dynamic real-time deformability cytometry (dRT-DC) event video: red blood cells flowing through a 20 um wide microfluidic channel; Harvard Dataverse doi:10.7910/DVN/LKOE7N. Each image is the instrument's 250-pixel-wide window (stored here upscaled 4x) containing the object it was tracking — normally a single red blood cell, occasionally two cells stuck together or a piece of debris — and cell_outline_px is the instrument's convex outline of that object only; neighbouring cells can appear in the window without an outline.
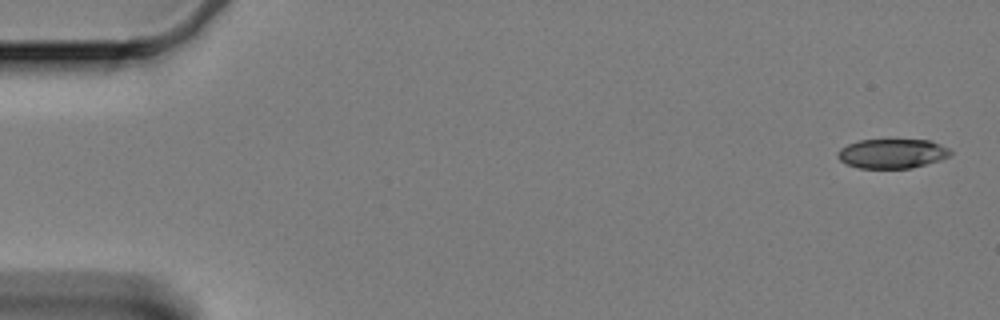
{"species": "Egyptian fruit bat (a non-hibernating species)", "species_latin": "Rousettus aegyptiacus", "temperature_condition": "cold", "stored_images_in_passage": 60, "camera_frame_rate_fps": 3000, "um_per_image_px": 0.085, "animal": {"sex": "female"}, "frame": {"image": 1, "passage_image": 1, "time_ms": 0.0, "image_size_px": [1000, 320], "cell_outline_px": [[952, 152], [948, 156], [940, 160], [912, 168], [860, 168], [848, 164], [840, 160], [840, 148], [848, 144], [860, 140], [928, 140], [940, 144], [948, 148]], "centroid_in_image_um": [75.87, 13.05], "position_along_channel_um": 9.1, "area_um2": 19.02}}
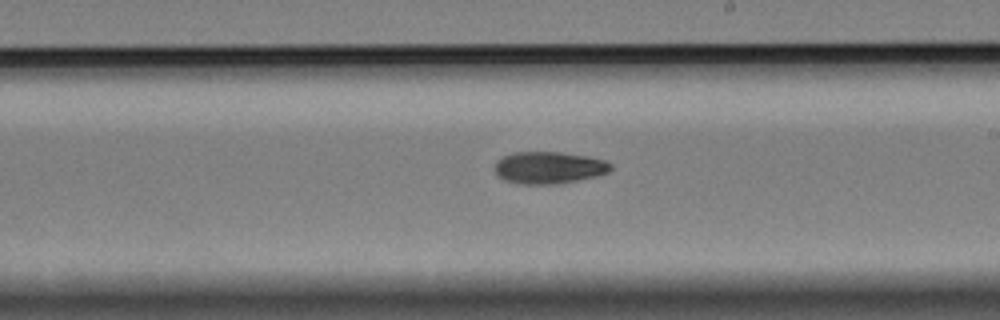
{"frame": {"image": 2, "passage_image": 34, "time_ms": 11.0, "image_size_px": [1000, 320], "cell_outline_px": [[612, 168], [608, 172], [596, 176], [560, 184], [520, 184], [504, 180], [496, 176], [496, 160], [512, 152], [560, 152], [588, 156], [604, 160], [612, 164]], "centroid_in_image_um": [46.65, 14.25], "position_along_channel_um": 242.4, "area_um2": 21.79}}
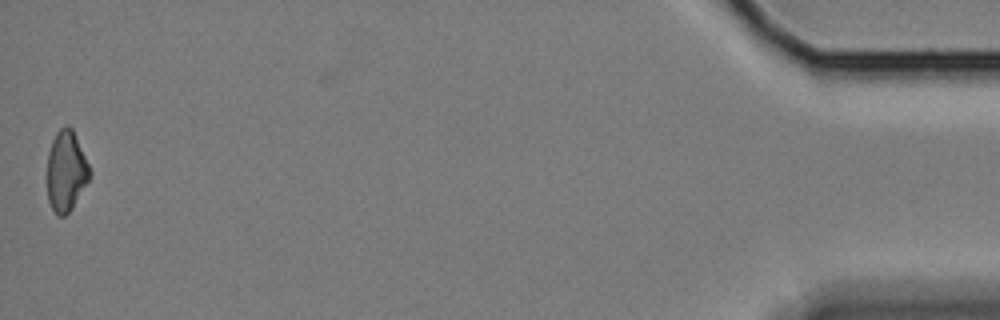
{"frame": {"image": 3, "passage_image": 59, "time_ms": 19.333, "image_size_px": [1000, 320], "cell_outline_px": [[92, 176], [72, 208], [64, 216], [56, 216], [48, 200], [48, 152], [52, 140], [56, 132], [64, 124], [68, 124], [72, 128], [92, 172]], "centroid_in_image_um": [5.63, 14.54], "position_along_channel_um": 429.6, "area_um2": 20.06}, "authors_computed_cell_mechanics": {"area_um2": 21.1837, "velocity_mm_per_s": 3.3232, "shape_relaxation_time_tau1_ms": 5.0747, "shape_relaxation_time_tau2_ms": null, "deformation_change_tau1": 0.1189, "deformation_change_tau2": null}}